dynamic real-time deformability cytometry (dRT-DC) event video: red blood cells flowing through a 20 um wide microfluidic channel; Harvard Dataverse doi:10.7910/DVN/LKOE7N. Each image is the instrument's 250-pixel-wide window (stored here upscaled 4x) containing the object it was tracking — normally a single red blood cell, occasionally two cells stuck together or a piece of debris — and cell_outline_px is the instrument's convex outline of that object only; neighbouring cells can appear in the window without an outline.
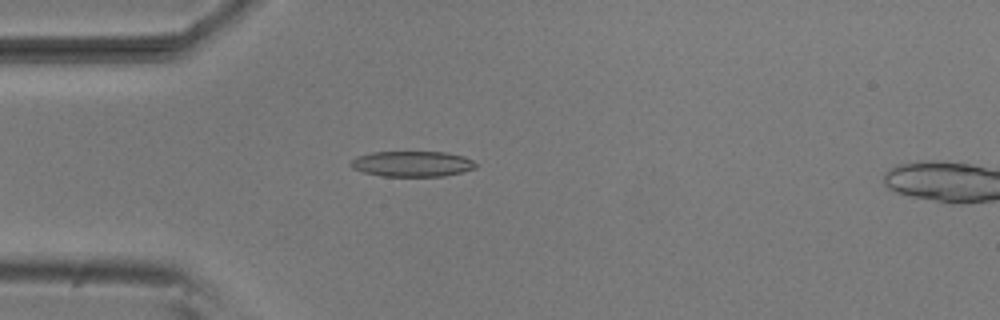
{"species": "common noctule bat (a hibernating species)", "species_latin": "Nyctalus noctula", "temperature_condition": "room temperature", "stored_images_in_passage": 40, "camera_frame_rate_fps": 3000, "um_per_image_px": 0.085, "animal": {"sex": "male", "body_mass_g": 20.5, "forearm_length_mm": 52.5}, "frame": {"image": 1, "passage_image": 2, "time_ms": 0.333, "image_size_px": [1000, 320], "cell_outline_px": [[480, 164], [476, 168], [444, 176], [380, 176], [364, 172], [352, 168], [348, 164], [356, 156], [372, 152], [444, 152], [464, 156]], "centroid_in_image_um": [35.04, 13.92], "position_along_channel_um": 50.0, "area_um2": 18.73}}
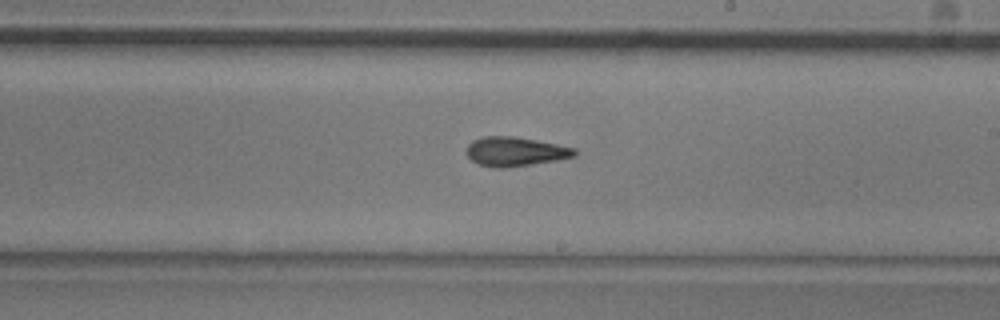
{"frame": {"image": 2, "passage_image": 18, "time_ms": 5.667, "image_size_px": [1000, 320], "cell_outline_px": [[576, 156], [556, 160], [532, 164], [504, 168], [492, 168], [476, 164], [464, 152], [468, 144], [472, 140], [484, 136], [516, 136], [576, 148]], "centroid_in_image_um": [43.74, 12.88], "position_along_channel_um": 245.3, "area_um2": 18.61}}
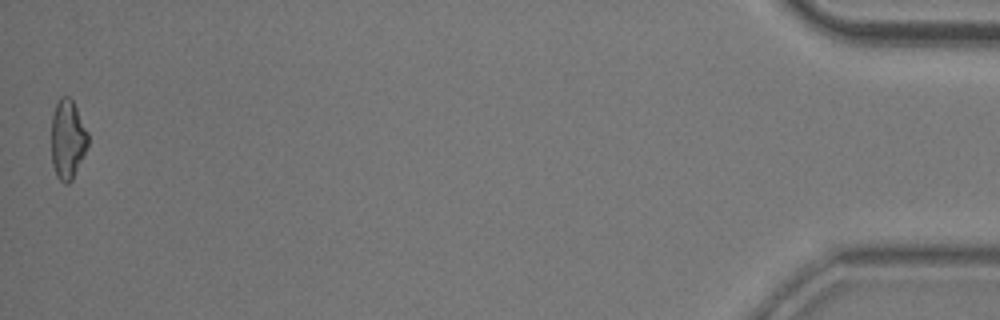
{"frame": {"image": 3, "passage_image": 40, "time_ms": 13.0, "image_size_px": [1000, 320], "cell_outline_px": [[88, 144], [72, 180], [68, 184], [64, 184], [56, 176], [52, 164], [52, 116], [56, 104], [60, 96], [68, 96], [72, 100], [88, 132]], "centroid_in_image_um": [5.74, 11.86], "position_along_channel_um": 429.5, "area_um2": 16.76}, "authors_computed_cell_mechanics": {"area_um2": 17.7446, "velocity_mm_per_s": 3.8251, "shape_relaxation_time_tau1_ms": 7.053, "shape_relaxation_time_tau2_ms": 4.2315, "deformation_change_tau1": 0.1731, "deformation_change_tau2": 0.1394}}